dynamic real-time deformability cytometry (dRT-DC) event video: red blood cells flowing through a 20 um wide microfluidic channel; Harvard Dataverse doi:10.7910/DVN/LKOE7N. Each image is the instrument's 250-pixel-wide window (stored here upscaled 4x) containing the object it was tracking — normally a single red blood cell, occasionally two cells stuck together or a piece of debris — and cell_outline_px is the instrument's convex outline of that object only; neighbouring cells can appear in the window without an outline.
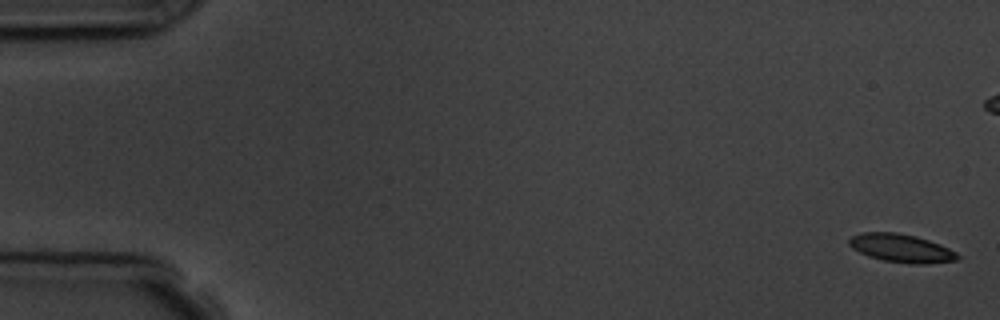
{"species": "common noctule bat (a hibernating species)", "species_latin": "Nyctalus noctula", "temperature_condition": "room temperature", "stored_images_in_passage": 6, "camera_frame_rate_fps": 3000, "um_per_image_px": 0.085, "animal": {"sex": "male", "body_mass_g": 19.5, "forearm_length_mm": 54.6}, "frame": {"image": 1, "passage_image": 1, "time_ms": 0.0, "image_size_px": [1000, 320], "cell_outline_px": [[960, 256], [956, 260], [924, 264], [912, 264], [884, 260], [868, 256], [852, 248], [848, 244], [848, 240], [852, 236], [860, 232], [896, 232], [916, 236], [940, 244], [956, 252]], "centroid_in_image_um": [76.59, 21.08], "position_along_channel_um": 8.4, "area_um2": 17.8}}
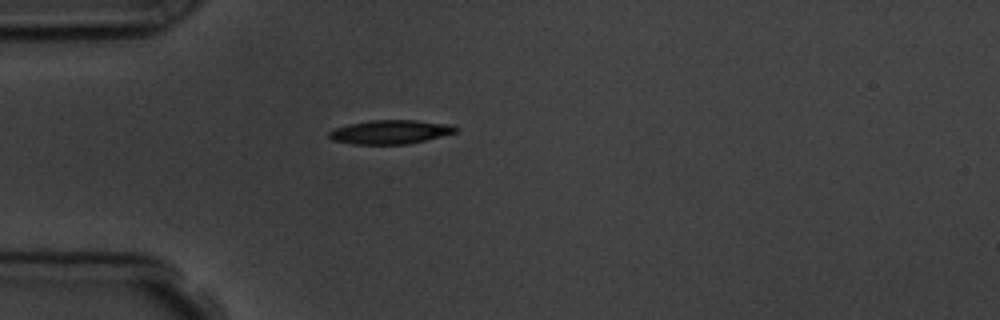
{"frame": {"image": 2, "passage_image": 6, "time_ms": 6.667, "image_size_px": [1000, 320], "cell_outline_px": [[460, 128], [456, 132], [408, 144], [352, 144], [332, 140], [328, 136], [328, 132], [336, 128], [348, 124], [372, 120], [416, 120], [452, 124]], "centroid_in_image_um": [33.18, 11.21], "position_along_channel_um": 51.8, "area_um2": 17.63}}